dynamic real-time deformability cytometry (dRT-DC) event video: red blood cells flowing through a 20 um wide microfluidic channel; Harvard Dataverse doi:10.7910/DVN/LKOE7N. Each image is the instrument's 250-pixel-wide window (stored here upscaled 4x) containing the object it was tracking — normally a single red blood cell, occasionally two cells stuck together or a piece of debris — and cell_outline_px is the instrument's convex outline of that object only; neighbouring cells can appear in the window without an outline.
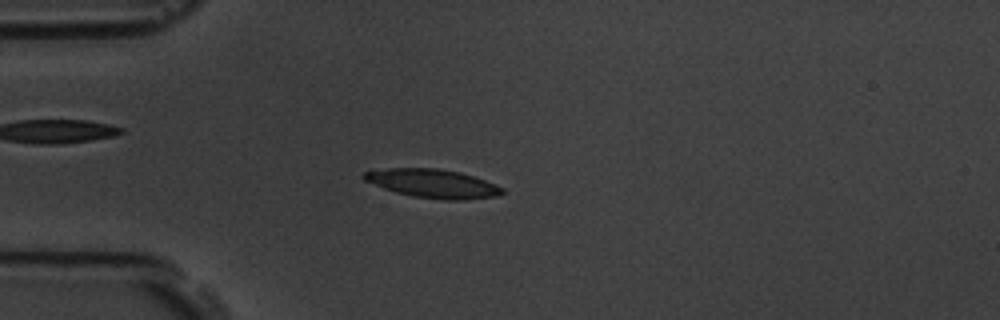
{"species": "common noctule bat (a hibernating species)", "species_latin": "Nyctalus noctula", "temperature_condition": "room temperature", "stored_images_in_passage": 13, "camera_frame_rate_fps": 3000, "um_per_image_px": 0.085, "animal": {"sex": "male", "body_mass_g": 19.5, "forearm_length_mm": 54.6}, "frame": {"image": 1, "passage_image": 4, "time_ms": 4.333, "image_size_px": [1000, 320], "cell_outline_px": [[504, 192], [500, 196], [464, 200], [444, 200], [412, 196], [396, 192], [384, 188], [364, 180], [364, 172], [372, 168], [436, 168], [460, 172], [496, 184], [504, 188]], "centroid_in_image_um": [36.8, 15.6], "position_along_channel_um": 48.2, "area_um2": 23.24}}
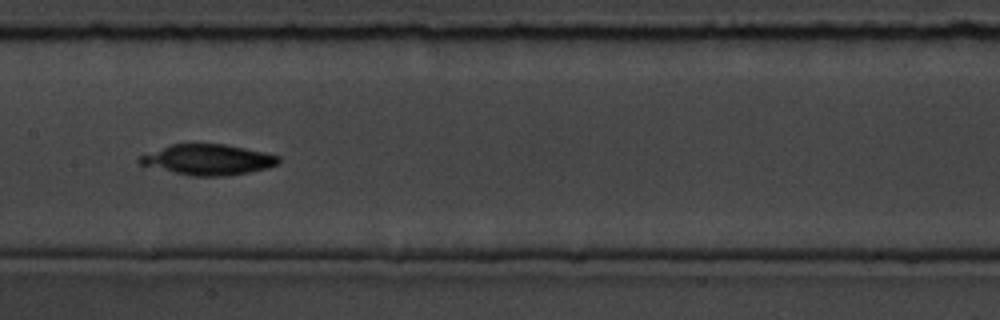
{"frame": {"image": 2, "passage_image": 8, "time_ms": 8.667, "image_size_px": [1000, 320], "cell_outline_px": [[280, 160], [276, 164], [268, 168], [228, 176], [192, 176], [172, 172], [140, 164], [136, 160], [140, 156], [172, 144], [224, 144], [264, 152], [280, 156]], "centroid_in_image_um": [17.69, 13.58], "position_along_channel_um": 189.7, "area_um2": 24.51}}
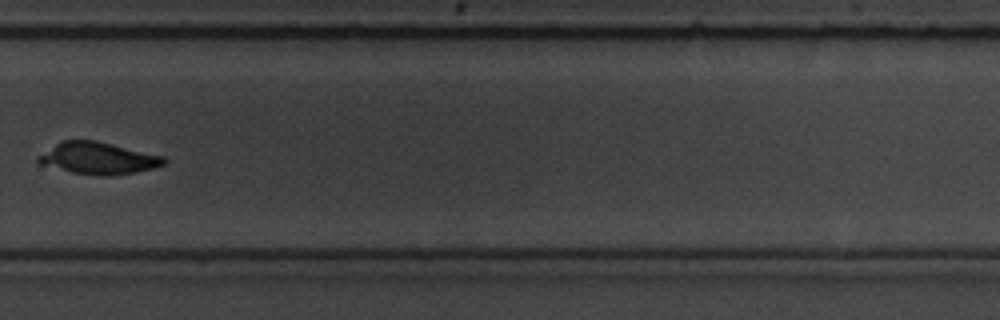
{"frame": {"image": 3, "passage_image": 11, "time_ms": 12.333, "image_size_px": [1000, 320], "cell_outline_px": [[168, 160], [164, 164], [152, 168], [136, 172], [112, 176], [104, 176], [72, 172], [36, 164], [36, 156], [60, 140], [96, 140], [164, 156]], "centroid_in_image_um": [8.29, 13.44], "position_along_channel_um": 321.5, "area_um2": 23.64}, "authors_computed_cell_mechanics": {"area_um2": 23.6402, "velocity_mm_per_s": 3.5977, "shape_relaxation_time_tau1_ms": 5.4024, "shape_relaxation_time_tau2_ms": null, "deformation_change_tau1": 0.1176, "deformation_change_tau2": null}}